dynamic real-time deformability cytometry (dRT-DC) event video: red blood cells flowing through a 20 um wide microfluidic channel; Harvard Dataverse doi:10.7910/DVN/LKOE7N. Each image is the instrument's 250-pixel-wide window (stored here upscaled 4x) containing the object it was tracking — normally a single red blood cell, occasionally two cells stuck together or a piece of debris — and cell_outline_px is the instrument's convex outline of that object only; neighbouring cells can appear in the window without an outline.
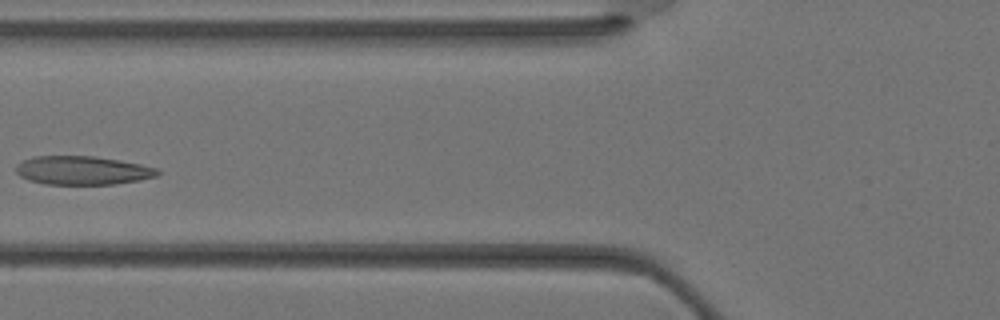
{"species": "Egyptian fruit bat (a non-hibernating species)", "species_latin": "Rousettus aegyptiacus", "temperature_condition": "warm", "stored_images_in_passage": 32, "camera_frame_rate_fps": 3000, "um_per_image_px": 0.085, "animal": {"sex": "female"}, "frame": {"image": 1, "passage_image": 10, "time_ms": 3.0, "image_size_px": [1000, 320], "cell_outline_px": [[160, 172], [156, 176], [140, 180], [116, 184], [44, 184], [28, 180], [20, 176], [16, 172], [16, 164], [32, 156], [92, 156], [120, 160], [140, 164], [156, 168]], "centroid_in_image_um": [6.99, 14.48], "position_along_channel_um": 118.8, "area_um2": 23.64}}
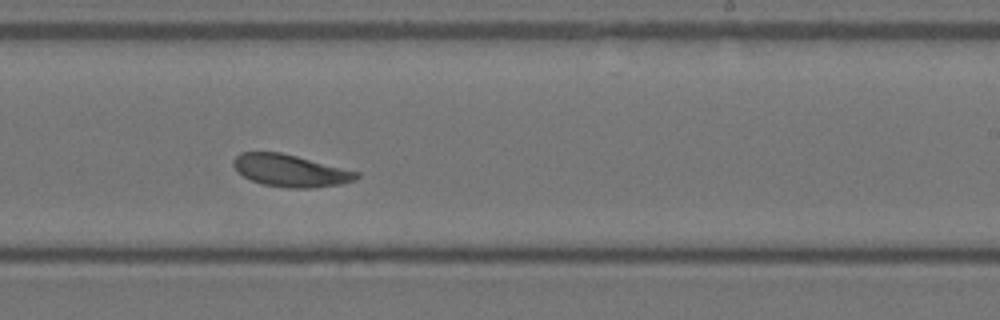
{"frame": {"image": 2, "passage_image": 18, "time_ms": 5.667, "image_size_px": [1000, 320], "cell_outline_px": [[360, 176], [356, 180], [340, 184], [312, 188], [288, 188], [264, 184], [252, 180], [236, 172], [232, 164], [232, 160], [240, 152], [280, 152], [360, 172]], "centroid_in_image_um": [24.67, 14.5], "position_along_channel_um": 264.3, "area_um2": 23.06}}
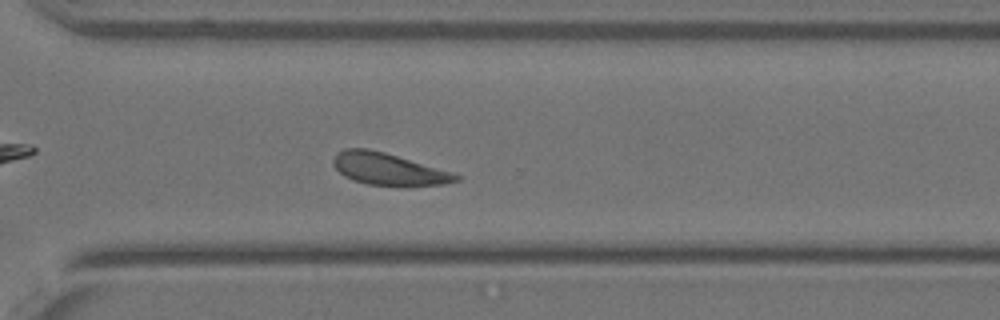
{"frame": {"image": 3, "passage_image": 22, "time_ms": 7.0, "image_size_px": [1000, 320], "cell_outline_px": [[464, 176], [460, 180], [444, 184], [368, 184], [352, 180], [344, 176], [332, 164], [332, 160], [336, 152], [344, 148], [368, 148], [384, 152]], "centroid_in_image_um": [32.95, 14.34], "position_along_channel_um": 337.6, "area_um2": 22.31}}